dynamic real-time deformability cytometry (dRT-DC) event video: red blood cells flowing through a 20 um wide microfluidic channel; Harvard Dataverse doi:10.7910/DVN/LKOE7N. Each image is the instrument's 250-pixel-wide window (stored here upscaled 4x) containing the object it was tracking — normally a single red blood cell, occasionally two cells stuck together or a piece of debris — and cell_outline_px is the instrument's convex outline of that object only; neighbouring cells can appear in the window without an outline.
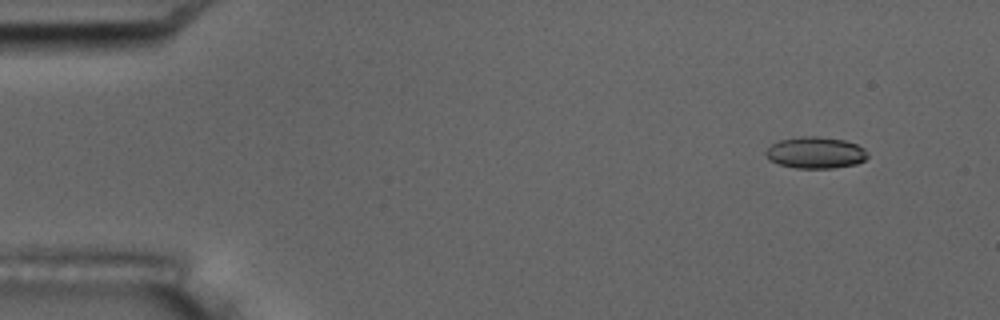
{"species": "common noctule bat (a hibernating species)", "species_latin": "Nyctalus noctula", "temperature_condition": "room temperature", "stored_images_in_passage": 6, "camera_frame_rate_fps": 3000, "um_per_image_px": 0.085, "animal": {"sex": "male", "body_mass_g": 17.5, "forearm_length_mm": 52.3}, "frame": {"image": 1, "passage_image": 2, "time_ms": 1.333, "image_size_px": [1000, 320], "cell_outline_px": [[868, 156], [864, 160], [856, 164], [832, 168], [796, 168], [780, 164], [768, 160], [764, 152], [772, 144], [780, 140], [800, 136], [816, 136], [844, 140], [856, 144], [864, 148], [868, 152]], "centroid_in_image_um": [69.32, 12.97], "position_along_channel_um": 15.7, "area_um2": 18.73}}
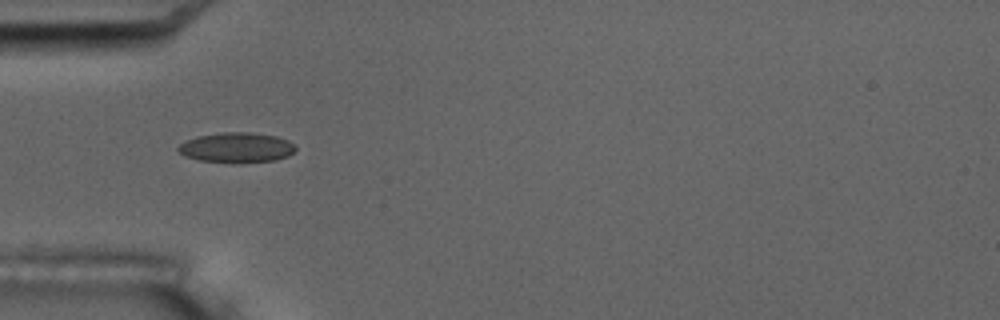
{"frame": {"image": 2, "passage_image": 5, "time_ms": 5.667, "image_size_px": [1000, 320], "cell_outline_px": [[296, 148], [288, 156], [276, 160], [240, 164], [232, 164], [200, 160], [184, 156], [176, 148], [180, 144], [196, 136], [220, 132], [252, 132], [276, 136], [288, 140], [296, 144]], "centroid_in_image_um": [20.13, 12.56], "position_along_channel_um": 64.9, "area_um2": 21.04}}